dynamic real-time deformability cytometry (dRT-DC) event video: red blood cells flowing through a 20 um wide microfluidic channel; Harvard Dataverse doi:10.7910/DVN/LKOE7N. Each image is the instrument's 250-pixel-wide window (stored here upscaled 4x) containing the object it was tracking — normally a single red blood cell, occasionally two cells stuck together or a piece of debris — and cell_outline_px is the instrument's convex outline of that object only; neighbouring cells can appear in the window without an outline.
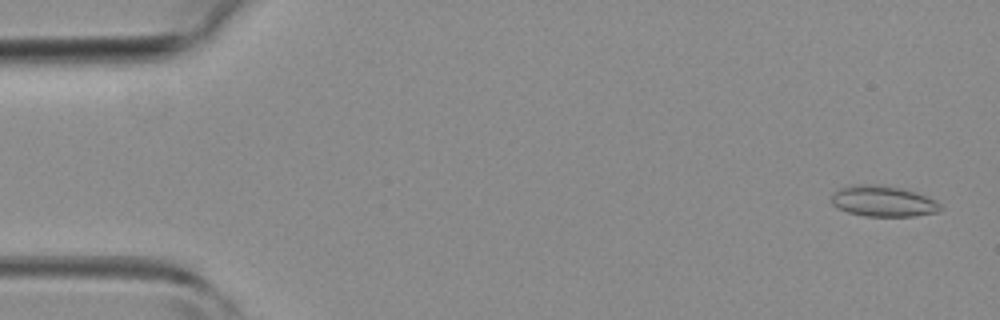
{"species": "common noctule bat (a hibernating species)", "species_latin": "Nyctalus noctula", "temperature_condition": "room temperature", "stored_images_in_passage": 44, "camera_frame_rate_fps": 3000, "um_per_image_px": 0.085, "animal": {"sex": "female", "body_mass_g": 19.3, "forearm_length_mm": 54.1}, "frame": {"image": 1, "passage_image": 1, "time_ms": 0.0, "image_size_px": [1000, 320], "cell_outline_px": [[944, 208], [940, 212], [916, 216], [864, 216], [848, 212], [832, 204], [832, 192], [840, 188], [852, 184], [880, 184], [904, 188], [928, 196], [936, 200]], "centroid_in_image_um": [75.12, 17.09], "position_along_channel_um": 9.9, "area_um2": 20.0}}
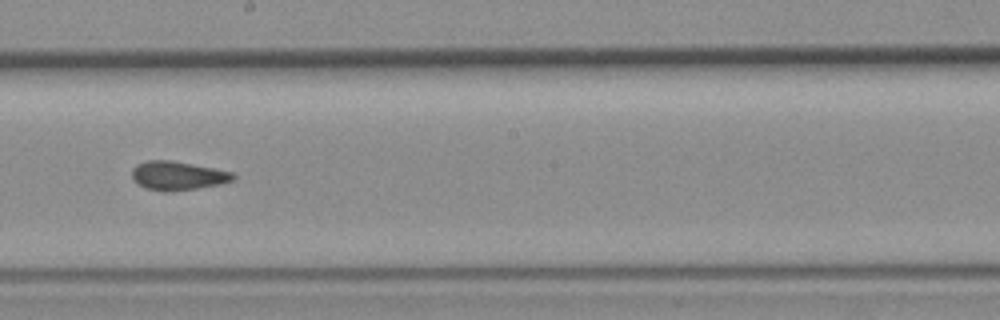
{"frame": {"image": 2, "passage_image": 24, "time_ms": 7.667, "image_size_px": [1000, 320], "cell_outline_px": [[236, 176], [232, 180], [220, 184], [172, 192], [164, 192], [148, 188], [136, 184], [132, 180], [132, 168], [136, 164], [148, 160], [172, 160], [232, 172]], "centroid_in_image_um": [15.05, 14.93], "position_along_channel_um": 233.1, "area_um2": 16.99}}
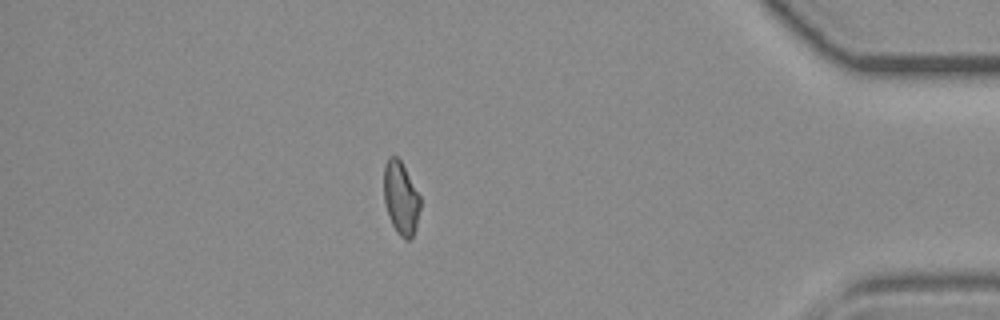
{"frame": {"image": 3, "passage_image": 38, "time_ms": 12.333, "image_size_px": [1000, 320], "cell_outline_px": [[420, 208], [416, 228], [412, 236], [408, 240], [404, 240], [396, 232], [388, 216], [384, 200], [384, 164], [388, 156], [396, 156], [400, 160], [420, 196]], "centroid_in_image_um": [34.06, 16.85], "position_along_channel_um": 401.1, "area_um2": 15.49}}